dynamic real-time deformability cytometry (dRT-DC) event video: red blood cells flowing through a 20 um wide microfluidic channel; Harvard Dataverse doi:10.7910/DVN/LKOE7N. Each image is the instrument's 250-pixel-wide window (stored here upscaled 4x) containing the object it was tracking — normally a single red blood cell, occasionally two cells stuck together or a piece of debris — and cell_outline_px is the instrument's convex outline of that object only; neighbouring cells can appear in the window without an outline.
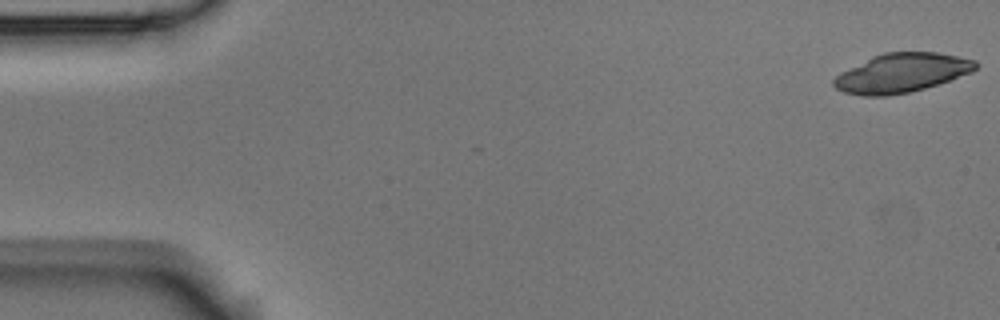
{"species": "Egyptian fruit bat (a non-hibernating species)", "species_latin": "Rousettus aegyptiacus", "temperature_condition": "room temperature", "stored_images_in_passage": 6, "segment_of_instrument_passage": [2, 2], "camera_frame_rate_fps": 3000, "um_per_image_px": 0.085, "animal": {"sex": "male"}, "frame": {"image": 1, "passage_image": 6, "time_ms": 1.667, "image_size_px": [1000, 320], "cell_outline_px": [[976, 68], [972, 72], [924, 88], [908, 92], [888, 96], [860, 96], [844, 92], [836, 88], [832, 84], [832, 80], [840, 72], [872, 56], [884, 52], [936, 52], [976, 60]], "centroid_in_image_um": [76.58, 6.2], "position_along_channel_um": 8.4, "area_um2": 32.14}}